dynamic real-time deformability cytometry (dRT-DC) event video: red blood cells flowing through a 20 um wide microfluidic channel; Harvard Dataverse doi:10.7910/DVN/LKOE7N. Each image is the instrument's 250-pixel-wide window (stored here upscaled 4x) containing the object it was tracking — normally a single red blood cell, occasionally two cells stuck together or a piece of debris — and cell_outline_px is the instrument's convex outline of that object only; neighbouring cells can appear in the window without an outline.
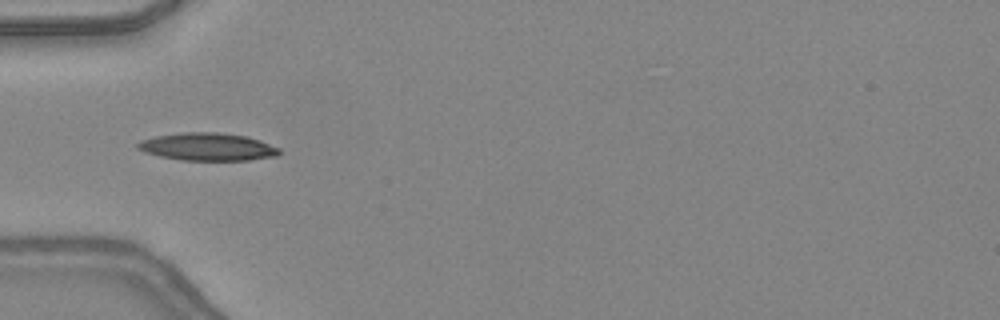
{"species": "common noctule bat (a hibernating species)", "species_latin": "Nyctalus noctula", "temperature_condition": "warm", "stored_images_in_passage": 37, "camera_frame_rate_fps": 3000, "um_per_image_px": 0.085, "animal": {"sex": "female", "body_mass_g": 24.6, "forearm_length_mm": 56.2}, "frame": {"image": 1, "passage_image": 9, "time_ms": 2.667, "image_size_px": [1000, 320], "cell_outline_px": [[280, 152], [276, 156], [248, 160], [180, 160], [160, 156], [144, 152], [136, 148], [136, 144], [140, 140], [156, 136], [184, 132], [216, 132], [248, 136], [260, 140], [280, 148]], "centroid_in_image_um": [17.63, 12.47], "position_along_channel_um": 67.4, "area_um2": 22.89}}
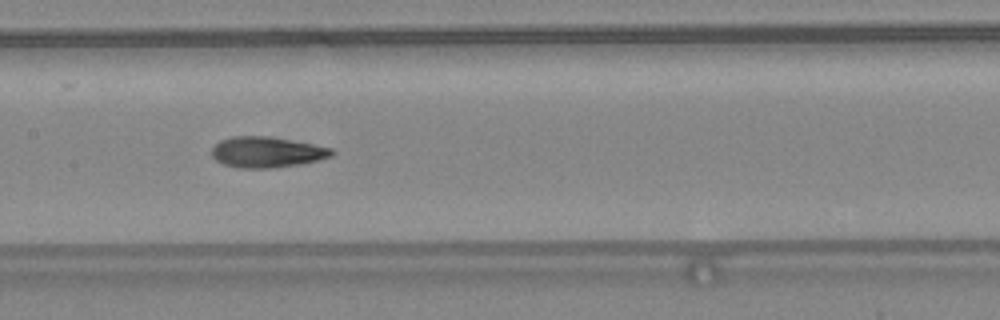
{"frame": {"image": 2, "passage_image": 17, "time_ms": 5.333, "image_size_px": [1000, 320], "cell_outline_px": [[336, 152], [332, 156], [320, 160], [296, 164], [268, 168], [240, 168], [224, 164], [216, 160], [212, 156], [212, 148], [220, 140], [232, 136], [268, 136], [312, 144], [332, 148]], "centroid_in_image_um": [22.68, 12.92], "position_along_channel_um": 184.7, "area_um2": 21.33}}
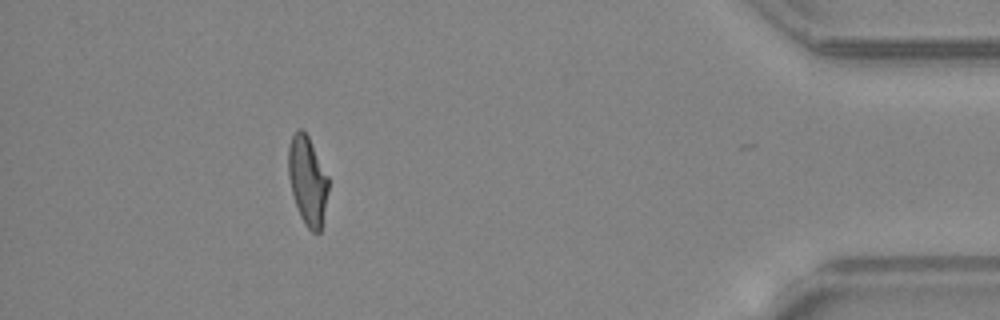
{"frame": {"image": 3, "passage_image": 36, "time_ms": 11.667, "image_size_px": [1000, 320], "cell_outline_px": [[328, 192], [320, 232], [312, 232], [304, 224], [300, 216], [292, 192], [288, 176], [288, 148], [292, 136], [300, 128], [308, 136], [328, 176]], "centroid_in_image_um": [26.13, 15.36], "position_along_channel_um": 409.1, "area_um2": 20.4}, "authors_computed_cell_mechanics": {"area_um2": 21.2126, "velocity_mm_per_s": 4.3979, "shape_relaxation_time_tau1_ms": 8.9687, "shape_relaxation_time_tau2_ms": 1.6222, "deformation_change_tau1": 0.3127, "deformation_change_tau2": 0.1018}}